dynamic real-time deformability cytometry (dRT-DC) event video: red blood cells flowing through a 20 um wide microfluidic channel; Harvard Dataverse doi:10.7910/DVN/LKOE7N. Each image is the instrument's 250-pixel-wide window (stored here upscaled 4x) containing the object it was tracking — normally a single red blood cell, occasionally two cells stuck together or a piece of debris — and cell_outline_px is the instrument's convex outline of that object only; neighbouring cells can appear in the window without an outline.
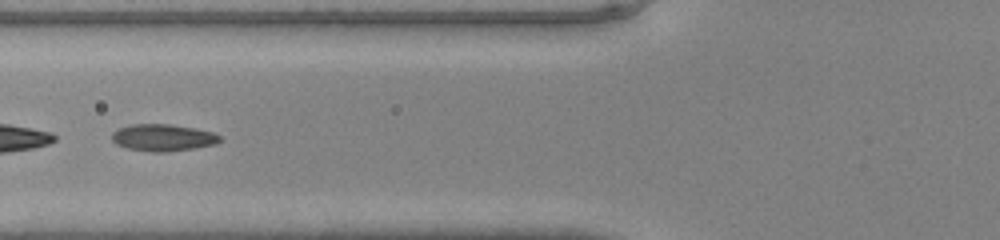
{"species": "common noctule bat (a hibernating species)", "species_latin": "Nyctalus noctula", "temperature_condition": "warm", "stored_images_in_passage": 47, "camera_frame_rate_fps": 3000, "um_per_image_px": 0.085, "animal": {"sex": "male", "body_mass_g": 20.0, "forearm_length_mm": 53.3}, "frame": {"image": 1, "passage_image": 20, "time_ms": 6.333, "image_size_px": [1000, 240], "cell_outline_px": [[220, 140], [216, 144], [168, 152], [152, 152], [128, 148], [116, 144], [112, 140], [112, 132], [128, 124], [168, 124], [196, 128], [212, 132], [220, 136]], "centroid_in_image_um": [13.83, 11.69], "position_along_channel_um": 112.0, "area_um2": 16.88}}
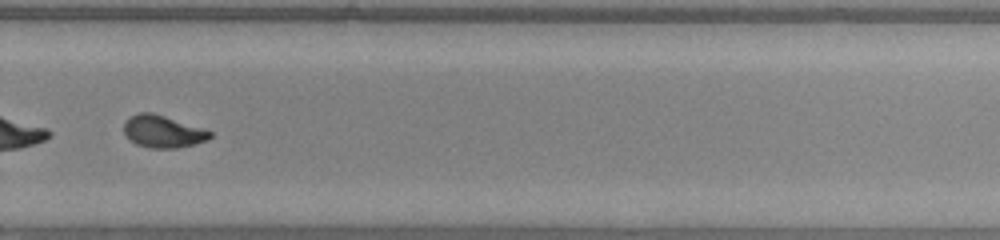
{"frame": {"image": 2, "passage_image": 34, "time_ms": 11.0, "image_size_px": [1000, 240], "cell_outline_px": [[212, 136], [208, 140], [176, 148], [148, 148], [136, 144], [124, 132], [124, 120], [128, 116], [140, 112], [152, 112], [204, 128], [212, 132]], "centroid_in_image_um": [13.84, 11.16], "position_along_channel_um": 316.0, "area_um2": 16.24}}